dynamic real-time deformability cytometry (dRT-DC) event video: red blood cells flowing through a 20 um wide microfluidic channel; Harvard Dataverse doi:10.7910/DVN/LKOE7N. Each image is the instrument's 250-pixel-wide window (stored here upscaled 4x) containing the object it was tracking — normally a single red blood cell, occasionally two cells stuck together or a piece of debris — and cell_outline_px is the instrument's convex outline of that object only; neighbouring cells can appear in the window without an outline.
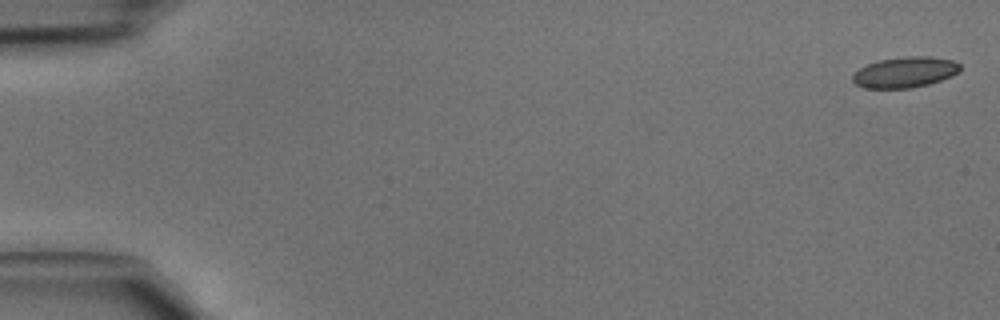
{"species": "common noctule bat (a hibernating species)", "species_latin": "Nyctalus noctula", "temperature_condition": "cold", "stored_images_in_passage": 13, "camera_frame_rate_fps": 3000, "um_per_image_px": 0.085, "animal": {"sex": "male", "body_mass_g": 15.6}, "frame": {"image": 1, "passage_image": 1, "time_ms": 0.0, "image_size_px": [1000, 320], "cell_outline_px": [[960, 72], [952, 76], [928, 84], [908, 88], [864, 88], [856, 84], [852, 80], [852, 76], [860, 68], [868, 64], [880, 60], [908, 56], [932, 56], [952, 60], [960, 64]], "centroid_in_image_um": [76.95, 6.13], "position_along_channel_um": 8.1, "area_um2": 19.13}}
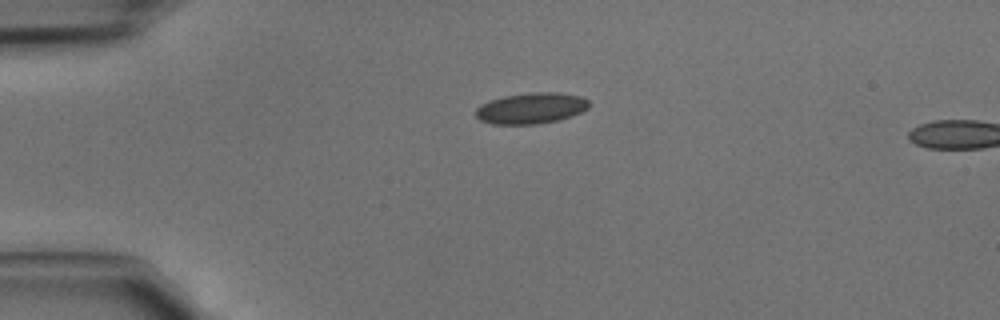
{"frame": {"image": 2, "passage_image": 11, "time_ms": 3.333, "image_size_px": [1000, 320], "cell_outline_px": [[588, 108], [572, 116], [556, 120], [536, 124], [492, 124], [480, 120], [476, 116], [476, 108], [480, 104], [488, 100], [504, 96], [532, 92], [556, 92], [580, 96], [588, 100]], "centroid_in_image_um": [45.11, 9.19], "position_along_channel_um": 39.9, "area_um2": 20.4}}